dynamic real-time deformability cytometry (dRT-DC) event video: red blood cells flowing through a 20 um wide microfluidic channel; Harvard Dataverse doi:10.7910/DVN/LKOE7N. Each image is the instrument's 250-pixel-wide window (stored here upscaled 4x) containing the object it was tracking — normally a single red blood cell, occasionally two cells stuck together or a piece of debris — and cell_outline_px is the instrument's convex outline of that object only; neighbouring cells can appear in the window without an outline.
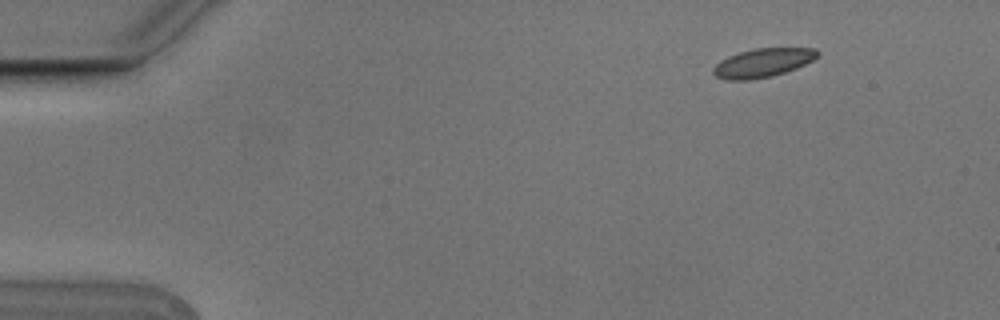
{"species": "Egyptian fruit bat (a non-hibernating species)", "species_latin": "Rousettus aegyptiacus", "temperature_condition": "cold", "stored_images_in_passage": 5, "camera_frame_rate_fps": 3000, "um_per_image_px": 0.085, "animal": {"sex": "male"}, "frame": {"image": 1, "passage_image": 2, "time_ms": 0.333, "image_size_px": [1000, 320], "cell_outline_px": [[820, 52], [812, 60], [796, 68], [772, 76], [748, 80], [728, 80], [716, 76], [712, 72], [712, 68], [720, 60], [728, 56], [740, 52], [756, 48], [816, 48]], "centroid_in_image_um": [64.81, 5.33], "position_along_channel_um": 20.2, "area_um2": 17.34}}
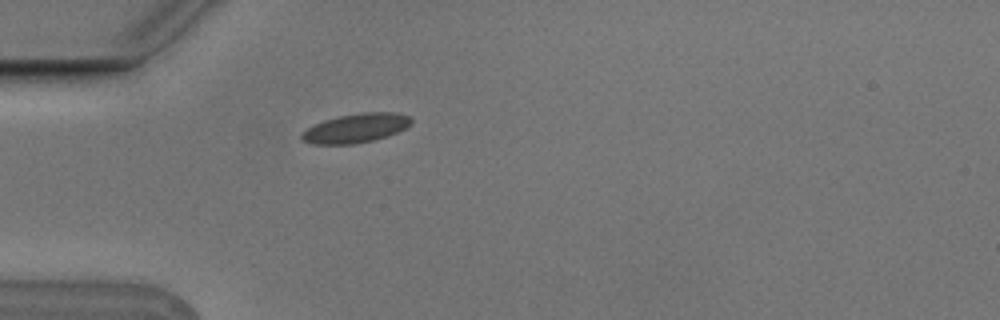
{"frame": {"image": 2, "passage_image": 5, "time_ms": 1.333, "image_size_px": [1000, 320], "cell_outline_px": [[412, 124], [388, 136], [372, 140], [352, 144], [316, 144], [300, 140], [300, 132], [324, 120], [340, 116], [360, 112], [396, 112], [408, 116], [412, 120]], "centroid_in_image_um": [30.23, 10.89], "position_along_channel_um": 54.8, "area_um2": 18.5}}